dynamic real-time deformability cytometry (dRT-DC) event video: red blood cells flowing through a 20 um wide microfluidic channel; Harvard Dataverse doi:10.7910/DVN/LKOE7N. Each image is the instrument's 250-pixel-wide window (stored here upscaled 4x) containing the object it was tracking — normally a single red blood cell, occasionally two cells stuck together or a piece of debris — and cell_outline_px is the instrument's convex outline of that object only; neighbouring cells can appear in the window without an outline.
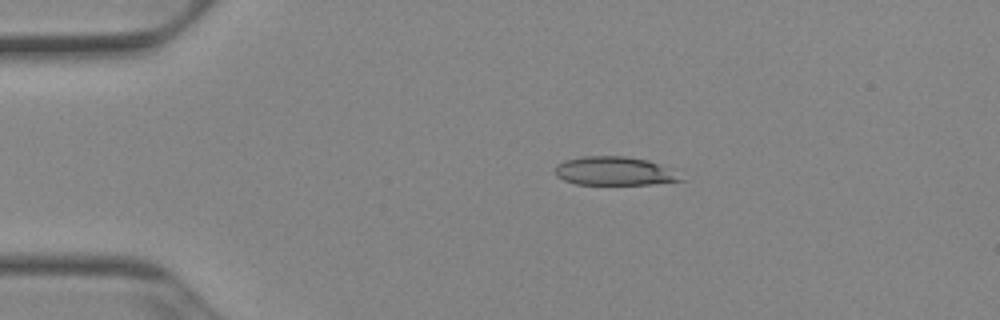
{"species": "Egyptian fruit bat (a non-hibernating species)", "species_latin": "Rousettus aegyptiacus", "temperature_condition": "cold", "stored_images_in_passage": 42, "camera_frame_rate_fps": 3000, "um_per_image_px": 0.085, "animal": {"sex": "female"}, "frame": {"image": 1, "passage_image": 1, "time_ms": 0.0, "image_size_px": [1000, 320], "cell_outline_px": [[688, 180], [652, 184], [576, 184], [564, 180], [556, 176], [556, 164], [564, 160], [584, 156], [624, 156], [648, 160], [680, 168]], "centroid_in_image_um": [52.42, 14.54], "position_along_channel_um": 32.6, "area_um2": 21.79}}
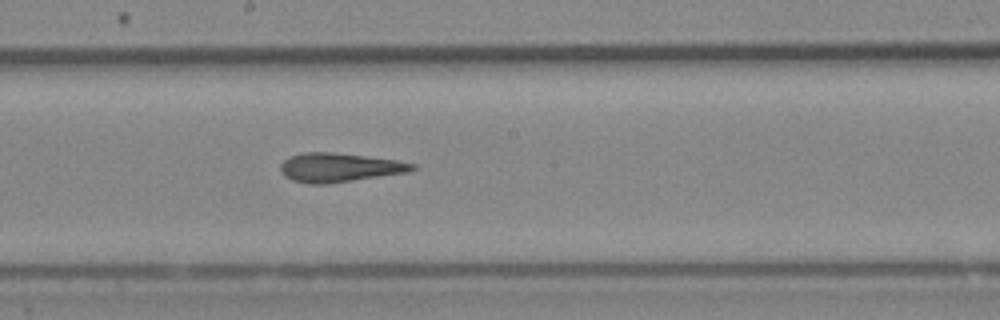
{"frame": {"image": 2, "passage_image": 19, "time_ms": 6.0, "image_size_px": [1000, 320], "cell_outline_px": [[416, 168], [408, 172], [328, 184], [308, 184], [292, 180], [284, 176], [280, 172], [280, 164], [288, 156], [304, 152], [332, 152], [396, 160], [416, 164]], "centroid_in_image_um": [28.79, 14.24], "position_along_channel_um": 219.4, "area_um2": 22.31}}
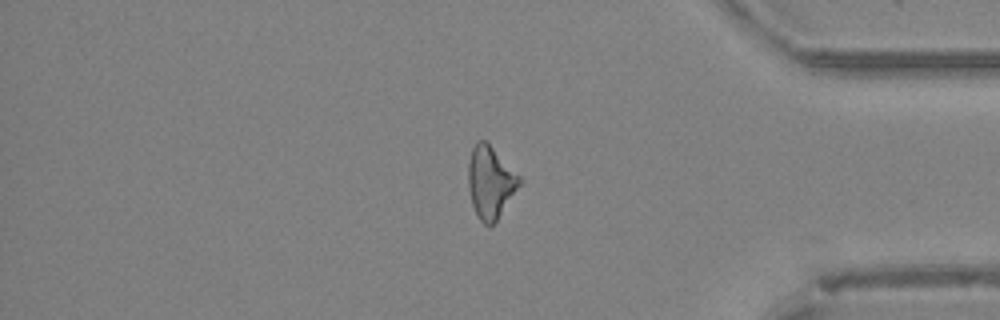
{"frame": {"image": 3, "passage_image": 34, "time_ms": 11.0, "image_size_px": [1000, 320], "cell_outline_px": [[524, 180], [496, 220], [492, 224], [484, 224], [480, 220], [472, 204], [468, 188], [468, 160], [472, 148], [476, 140], [484, 140]], "centroid_in_image_um": [41.67, 15.47], "position_along_channel_um": 393.5, "area_um2": 21.21}, "authors_computed_cell_mechanics": {"area_um2": 21.9351, "velocity_mm_per_s": 3.9375, "shape_relaxation_time_tau1_ms": 8.903, "shape_relaxation_time_tau2_ms": 3.2704, "deformation_change_tau1": 0.2166, "deformation_change_tau2": 0.1637}}